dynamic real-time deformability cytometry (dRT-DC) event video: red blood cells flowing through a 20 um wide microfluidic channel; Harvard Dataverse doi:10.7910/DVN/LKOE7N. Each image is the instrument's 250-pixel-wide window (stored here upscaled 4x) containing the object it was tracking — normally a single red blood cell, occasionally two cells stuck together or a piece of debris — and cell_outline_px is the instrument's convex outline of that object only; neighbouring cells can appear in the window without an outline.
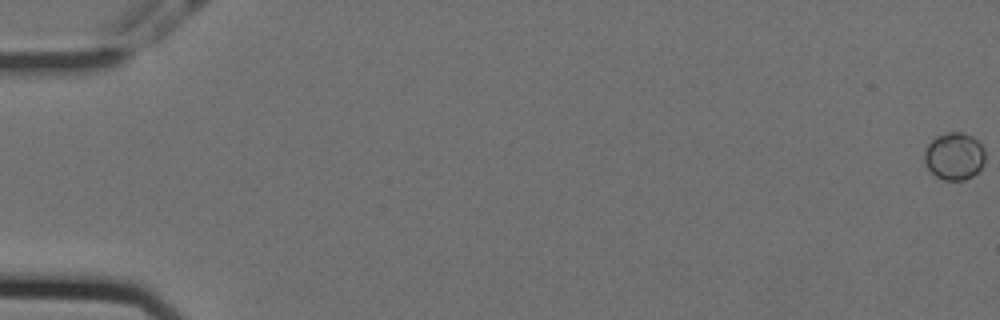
{"species": "Egyptian fruit bat (a non-hibernating species)", "species_latin": "Rousettus aegyptiacus", "temperature_condition": "cold", "stored_images_in_passage": 59, "camera_frame_rate_fps": 3000, "um_per_image_px": 0.085, "animal": {"sex": "female"}, "frame": {"image": 1, "passage_image": 1, "time_ms": 0.0, "image_size_px": [1000, 320], "cell_outline_px": [[984, 164], [972, 176], [964, 180], [944, 180], [936, 176], [928, 168], [924, 160], [924, 152], [928, 144], [936, 136], [948, 132], [964, 132], [972, 136], [984, 148]], "centroid_in_image_um": [81.11, 13.27], "position_along_channel_um": 3.9, "area_um2": 16.7}}
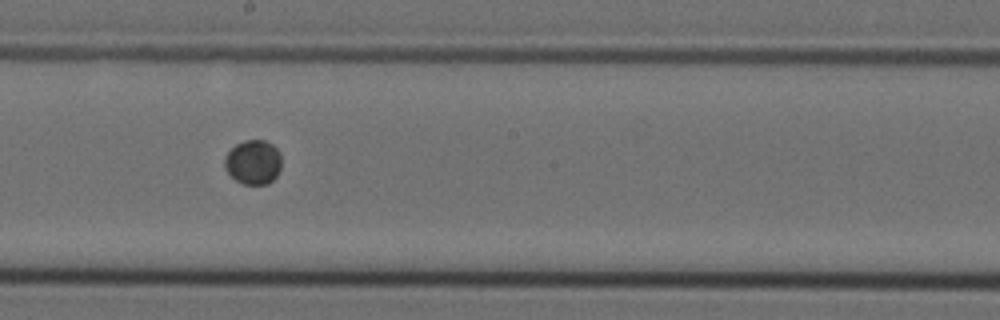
{"frame": {"image": 2, "passage_image": 34, "time_ms": 11.0, "image_size_px": [1000, 320], "cell_outline_px": [[280, 168], [276, 176], [268, 184], [244, 184], [236, 180], [224, 168], [224, 156], [236, 144], [244, 140], [264, 140], [272, 144], [280, 152]], "centroid_in_image_um": [21.51, 13.77], "position_along_channel_um": 226.7, "area_um2": 14.68}}
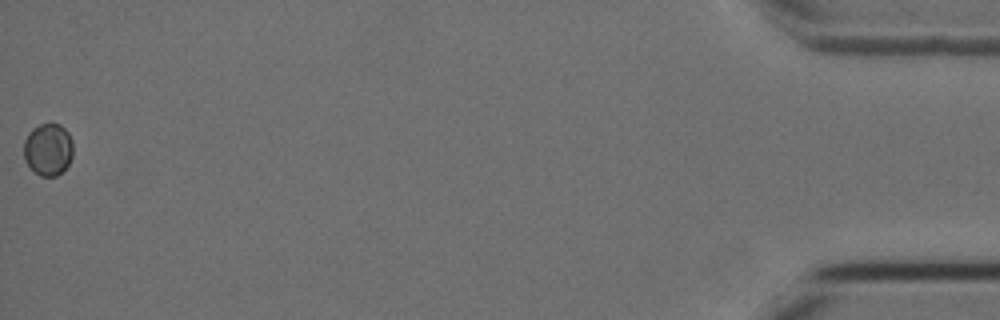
{"frame": {"image": 3, "passage_image": 59, "time_ms": 19.333, "image_size_px": [1000, 320], "cell_outline_px": [[72, 156], [68, 164], [56, 176], [40, 176], [24, 160], [24, 140], [28, 132], [32, 128], [40, 124], [60, 124], [68, 132], [72, 140]], "centroid_in_image_um": [4.08, 12.68], "position_along_channel_um": 431.1, "area_um2": 14.91}}